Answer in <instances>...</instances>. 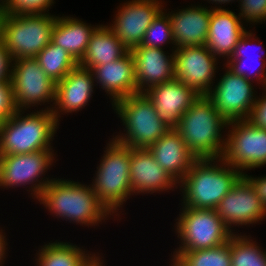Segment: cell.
I'll list each match as a JSON object with an SVG mask.
<instances>
[{
	"instance_id": "52a82bcc",
	"label": "cell",
	"mask_w": 266,
	"mask_h": 266,
	"mask_svg": "<svg viewBox=\"0 0 266 266\" xmlns=\"http://www.w3.org/2000/svg\"><path fill=\"white\" fill-rule=\"evenodd\" d=\"M112 109L123 123L121 125L124 126L125 132L120 131L118 135H113V139L127 147L148 148L170 130L160 120L153 103L145 93L120 99L112 105Z\"/></svg>"
},
{
	"instance_id": "3957f363",
	"label": "cell",
	"mask_w": 266,
	"mask_h": 266,
	"mask_svg": "<svg viewBox=\"0 0 266 266\" xmlns=\"http://www.w3.org/2000/svg\"><path fill=\"white\" fill-rule=\"evenodd\" d=\"M227 125L213 102L201 95L182 115L175 130L197 159H217L223 157L226 148Z\"/></svg>"
},
{
	"instance_id": "cb8c5ba5",
	"label": "cell",
	"mask_w": 266,
	"mask_h": 266,
	"mask_svg": "<svg viewBox=\"0 0 266 266\" xmlns=\"http://www.w3.org/2000/svg\"><path fill=\"white\" fill-rule=\"evenodd\" d=\"M99 25L86 23L77 17L58 15L51 32V42L64 48L79 63L92 34Z\"/></svg>"
},
{
	"instance_id": "5b68a950",
	"label": "cell",
	"mask_w": 266,
	"mask_h": 266,
	"mask_svg": "<svg viewBox=\"0 0 266 266\" xmlns=\"http://www.w3.org/2000/svg\"><path fill=\"white\" fill-rule=\"evenodd\" d=\"M109 140L90 185L99 201L116 220L117 216L121 218V208L133 195L129 178L130 147L113 138Z\"/></svg>"
},
{
	"instance_id": "f546056e",
	"label": "cell",
	"mask_w": 266,
	"mask_h": 266,
	"mask_svg": "<svg viewBox=\"0 0 266 266\" xmlns=\"http://www.w3.org/2000/svg\"><path fill=\"white\" fill-rule=\"evenodd\" d=\"M168 44L172 45L171 49L175 51L171 22L167 14V9L164 8L146 30L141 45L164 49V46H168Z\"/></svg>"
},
{
	"instance_id": "2e32d148",
	"label": "cell",
	"mask_w": 266,
	"mask_h": 266,
	"mask_svg": "<svg viewBox=\"0 0 266 266\" xmlns=\"http://www.w3.org/2000/svg\"><path fill=\"white\" fill-rule=\"evenodd\" d=\"M130 185L133 195L175 191L179 183L161 168L147 148H130Z\"/></svg>"
},
{
	"instance_id": "f1b7e54d",
	"label": "cell",
	"mask_w": 266,
	"mask_h": 266,
	"mask_svg": "<svg viewBox=\"0 0 266 266\" xmlns=\"http://www.w3.org/2000/svg\"><path fill=\"white\" fill-rule=\"evenodd\" d=\"M250 235L234 233L230 238L232 266H266V249Z\"/></svg>"
},
{
	"instance_id": "ffe728a7",
	"label": "cell",
	"mask_w": 266,
	"mask_h": 266,
	"mask_svg": "<svg viewBox=\"0 0 266 266\" xmlns=\"http://www.w3.org/2000/svg\"><path fill=\"white\" fill-rule=\"evenodd\" d=\"M91 70L94 81L97 82L95 87L99 84V88L105 90L112 105L120 99L138 93L135 61L130 51L118 60L95 66Z\"/></svg>"
},
{
	"instance_id": "7a4b0ae2",
	"label": "cell",
	"mask_w": 266,
	"mask_h": 266,
	"mask_svg": "<svg viewBox=\"0 0 266 266\" xmlns=\"http://www.w3.org/2000/svg\"><path fill=\"white\" fill-rule=\"evenodd\" d=\"M242 176L222 158L198 159L179 182L182 208L216 209Z\"/></svg>"
},
{
	"instance_id": "1f68e13d",
	"label": "cell",
	"mask_w": 266,
	"mask_h": 266,
	"mask_svg": "<svg viewBox=\"0 0 266 266\" xmlns=\"http://www.w3.org/2000/svg\"><path fill=\"white\" fill-rule=\"evenodd\" d=\"M54 0H8L3 12L9 14L50 13Z\"/></svg>"
},
{
	"instance_id": "4dcf8cb0",
	"label": "cell",
	"mask_w": 266,
	"mask_h": 266,
	"mask_svg": "<svg viewBox=\"0 0 266 266\" xmlns=\"http://www.w3.org/2000/svg\"><path fill=\"white\" fill-rule=\"evenodd\" d=\"M251 63H256L255 67ZM223 64L224 67H227L234 74L243 76L253 83L257 81L258 85L261 83L262 90L264 89L266 84V59H228Z\"/></svg>"
},
{
	"instance_id": "30bf717a",
	"label": "cell",
	"mask_w": 266,
	"mask_h": 266,
	"mask_svg": "<svg viewBox=\"0 0 266 266\" xmlns=\"http://www.w3.org/2000/svg\"><path fill=\"white\" fill-rule=\"evenodd\" d=\"M10 83L16 110L28 111L31 106L39 105L47 107L41 110L52 109L56 83L47 76L35 58L13 60Z\"/></svg>"
},
{
	"instance_id": "7c38bea8",
	"label": "cell",
	"mask_w": 266,
	"mask_h": 266,
	"mask_svg": "<svg viewBox=\"0 0 266 266\" xmlns=\"http://www.w3.org/2000/svg\"><path fill=\"white\" fill-rule=\"evenodd\" d=\"M222 69L225 72L206 96L227 122L248 119L258 97L255 85L227 67Z\"/></svg>"
},
{
	"instance_id": "ab89813d",
	"label": "cell",
	"mask_w": 266,
	"mask_h": 266,
	"mask_svg": "<svg viewBox=\"0 0 266 266\" xmlns=\"http://www.w3.org/2000/svg\"><path fill=\"white\" fill-rule=\"evenodd\" d=\"M205 1V0H204ZM235 0H207V2L210 4H214L215 5V7L214 6H212L211 5V8L212 9H223V7H222V4H224V5H226L227 3L228 4H230V2H231V4H232V2H234ZM238 1V0H237ZM221 5V6H220Z\"/></svg>"
},
{
	"instance_id": "9a60e30c",
	"label": "cell",
	"mask_w": 266,
	"mask_h": 266,
	"mask_svg": "<svg viewBox=\"0 0 266 266\" xmlns=\"http://www.w3.org/2000/svg\"><path fill=\"white\" fill-rule=\"evenodd\" d=\"M216 211L232 233H236L234 226L242 227L244 225L247 227L250 224L253 226V224L265 221L266 218L264 205L251 184L243 176L220 201Z\"/></svg>"
},
{
	"instance_id": "4fadbf2b",
	"label": "cell",
	"mask_w": 266,
	"mask_h": 266,
	"mask_svg": "<svg viewBox=\"0 0 266 266\" xmlns=\"http://www.w3.org/2000/svg\"><path fill=\"white\" fill-rule=\"evenodd\" d=\"M118 6L107 26L130 51L143 42L145 32L164 9L162 0H129Z\"/></svg>"
},
{
	"instance_id": "9c48e42d",
	"label": "cell",
	"mask_w": 266,
	"mask_h": 266,
	"mask_svg": "<svg viewBox=\"0 0 266 266\" xmlns=\"http://www.w3.org/2000/svg\"><path fill=\"white\" fill-rule=\"evenodd\" d=\"M55 155L57 154L54 150L0 155V188L15 189L31 185L27 191L37 200L45 187L54 179L47 177L46 173L52 167Z\"/></svg>"
},
{
	"instance_id": "4316f807",
	"label": "cell",
	"mask_w": 266,
	"mask_h": 266,
	"mask_svg": "<svg viewBox=\"0 0 266 266\" xmlns=\"http://www.w3.org/2000/svg\"><path fill=\"white\" fill-rule=\"evenodd\" d=\"M230 240L223 245L196 251H173L172 266H232Z\"/></svg>"
},
{
	"instance_id": "5bb4252c",
	"label": "cell",
	"mask_w": 266,
	"mask_h": 266,
	"mask_svg": "<svg viewBox=\"0 0 266 266\" xmlns=\"http://www.w3.org/2000/svg\"><path fill=\"white\" fill-rule=\"evenodd\" d=\"M219 59L205 46H186L174 51L175 79L207 95L214 85Z\"/></svg>"
},
{
	"instance_id": "603a6c76",
	"label": "cell",
	"mask_w": 266,
	"mask_h": 266,
	"mask_svg": "<svg viewBox=\"0 0 266 266\" xmlns=\"http://www.w3.org/2000/svg\"><path fill=\"white\" fill-rule=\"evenodd\" d=\"M147 149L161 168L173 176L178 183L198 160L175 129H170Z\"/></svg>"
},
{
	"instance_id": "ba28073f",
	"label": "cell",
	"mask_w": 266,
	"mask_h": 266,
	"mask_svg": "<svg viewBox=\"0 0 266 266\" xmlns=\"http://www.w3.org/2000/svg\"><path fill=\"white\" fill-rule=\"evenodd\" d=\"M180 211L174 230L181 244L174 251L217 247L228 242L234 234L218 216L216 209L180 208Z\"/></svg>"
},
{
	"instance_id": "74e56055",
	"label": "cell",
	"mask_w": 266,
	"mask_h": 266,
	"mask_svg": "<svg viewBox=\"0 0 266 266\" xmlns=\"http://www.w3.org/2000/svg\"><path fill=\"white\" fill-rule=\"evenodd\" d=\"M243 177L251 184L266 209V175L254 177L245 172Z\"/></svg>"
},
{
	"instance_id": "8992f818",
	"label": "cell",
	"mask_w": 266,
	"mask_h": 266,
	"mask_svg": "<svg viewBox=\"0 0 266 266\" xmlns=\"http://www.w3.org/2000/svg\"><path fill=\"white\" fill-rule=\"evenodd\" d=\"M56 17L51 13L1 12L0 39L12 59L35 58L51 42Z\"/></svg>"
},
{
	"instance_id": "8d00e7d4",
	"label": "cell",
	"mask_w": 266,
	"mask_h": 266,
	"mask_svg": "<svg viewBox=\"0 0 266 266\" xmlns=\"http://www.w3.org/2000/svg\"><path fill=\"white\" fill-rule=\"evenodd\" d=\"M13 59L0 39V82H10Z\"/></svg>"
},
{
	"instance_id": "e575fe53",
	"label": "cell",
	"mask_w": 266,
	"mask_h": 266,
	"mask_svg": "<svg viewBox=\"0 0 266 266\" xmlns=\"http://www.w3.org/2000/svg\"><path fill=\"white\" fill-rule=\"evenodd\" d=\"M16 111L11 83L0 82V118L5 121Z\"/></svg>"
},
{
	"instance_id": "8fae6325",
	"label": "cell",
	"mask_w": 266,
	"mask_h": 266,
	"mask_svg": "<svg viewBox=\"0 0 266 266\" xmlns=\"http://www.w3.org/2000/svg\"><path fill=\"white\" fill-rule=\"evenodd\" d=\"M226 129L229 130L222 159L228 165L242 174L266 165V129L254 126L247 119L228 122Z\"/></svg>"
},
{
	"instance_id": "e0dca14e",
	"label": "cell",
	"mask_w": 266,
	"mask_h": 266,
	"mask_svg": "<svg viewBox=\"0 0 266 266\" xmlns=\"http://www.w3.org/2000/svg\"><path fill=\"white\" fill-rule=\"evenodd\" d=\"M144 93L153 103L160 120L170 129L179 125L182 115L200 97L194 89L175 78L157 84Z\"/></svg>"
},
{
	"instance_id": "f35d334b",
	"label": "cell",
	"mask_w": 266,
	"mask_h": 266,
	"mask_svg": "<svg viewBox=\"0 0 266 266\" xmlns=\"http://www.w3.org/2000/svg\"><path fill=\"white\" fill-rule=\"evenodd\" d=\"M6 233L4 230L0 229V266L5 264V259L8 252V243H7ZM7 251V252H6Z\"/></svg>"
},
{
	"instance_id": "836d02e7",
	"label": "cell",
	"mask_w": 266,
	"mask_h": 266,
	"mask_svg": "<svg viewBox=\"0 0 266 266\" xmlns=\"http://www.w3.org/2000/svg\"><path fill=\"white\" fill-rule=\"evenodd\" d=\"M258 40V38H257V36H255V33H253L252 32V30L250 31H246L241 37H240V39L238 40V42H237V44H236V46H235V48H234V51H233V54L231 55V57L229 58V59H265L264 58V53H263V47H262V45H261V43H260V40ZM255 41H257L258 43V45H256V47L259 49L260 48V46H261V48H260V52L259 53H261L262 54V57H261V55H250V53L248 54V52L250 51V48L249 47H252L253 45L252 44H254L255 43ZM252 42H254V43H252ZM259 44H260V46H259ZM247 49H249L248 51H247ZM253 50V49H252ZM254 51V50H253ZM254 53V52H253ZM255 54V53H254ZM258 54V53H257Z\"/></svg>"
},
{
	"instance_id": "83f0119b",
	"label": "cell",
	"mask_w": 266,
	"mask_h": 266,
	"mask_svg": "<svg viewBox=\"0 0 266 266\" xmlns=\"http://www.w3.org/2000/svg\"><path fill=\"white\" fill-rule=\"evenodd\" d=\"M43 71L55 83L60 82L78 63L61 46L50 42L35 57Z\"/></svg>"
},
{
	"instance_id": "d4e9b609",
	"label": "cell",
	"mask_w": 266,
	"mask_h": 266,
	"mask_svg": "<svg viewBox=\"0 0 266 266\" xmlns=\"http://www.w3.org/2000/svg\"><path fill=\"white\" fill-rule=\"evenodd\" d=\"M129 50L107 25H99L92 34L86 52L78 63L86 69L108 64L123 57Z\"/></svg>"
},
{
	"instance_id": "60d3db41",
	"label": "cell",
	"mask_w": 266,
	"mask_h": 266,
	"mask_svg": "<svg viewBox=\"0 0 266 266\" xmlns=\"http://www.w3.org/2000/svg\"><path fill=\"white\" fill-rule=\"evenodd\" d=\"M102 258L104 257H98L90 266H105L103 262H105Z\"/></svg>"
},
{
	"instance_id": "d590c367",
	"label": "cell",
	"mask_w": 266,
	"mask_h": 266,
	"mask_svg": "<svg viewBox=\"0 0 266 266\" xmlns=\"http://www.w3.org/2000/svg\"><path fill=\"white\" fill-rule=\"evenodd\" d=\"M254 126L266 129V92L263 91L262 96L257 97L252 106L251 113L247 119Z\"/></svg>"
},
{
	"instance_id": "6da1fadb",
	"label": "cell",
	"mask_w": 266,
	"mask_h": 266,
	"mask_svg": "<svg viewBox=\"0 0 266 266\" xmlns=\"http://www.w3.org/2000/svg\"><path fill=\"white\" fill-rule=\"evenodd\" d=\"M37 201L55 218L80 226H99L113 215L99 201L92 186L70 179L54 178Z\"/></svg>"
},
{
	"instance_id": "d6a6232c",
	"label": "cell",
	"mask_w": 266,
	"mask_h": 266,
	"mask_svg": "<svg viewBox=\"0 0 266 266\" xmlns=\"http://www.w3.org/2000/svg\"><path fill=\"white\" fill-rule=\"evenodd\" d=\"M238 3V16L243 23H253L254 26L266 22V0H239Z\"/></svg>"
},
{
	"instance_id": "7402d4cb",
	"label": "cell",
	"mask_w": 266,
	"mask_h": 266,
	"mask_svg": "<svg viewBox=\"0 0 266 266\" xmlns=\"http://www.w3.org/2000/svg\"><path fill=\"white\" fill-rule=\"evenodd\" d=\"M227 8L212 9L205 46L217 57L227 61L240 37L247 31L240 17Z\"/></svg>"
},
{
	"instance_id": "277c9868",
	"label": "cell",
	"mask_w": 266,
	"mask_h": 266,
	"mask_svg": "<svg viewBox=\"0 0 266 266\" xmlns=\"http://www.w3.org/2000/svg\"><path fill=\"white\" fill-rule=\"evenodd\" d=\"M17 110L3 121L0 130V155L53 150L51 146L59 124L47 110ZM31 112V113H30Z\"/></svg>"
},
{
	"instance_id": "484cf974",
	"label": "cell",
	"mask_w": 266,
	"mask_h": 266,
	"mask_svg": "<svg viewBox=\"0 0 266 266\" xmlns=\"http://www.w3.org/2000/svg\"><path fill=\"white\" fill-rule=\"evenodd\" d=\"M71 242L54 241L40 246L35 255L37 266H90L100 253H92Z\"/></svg>"
},
{
	"instance_id": "d6986e66",
	"label": "cell",
	"mask_w": 266,
	"mask_h": 266,
	"mask_svg": "<svg viewBox=\"0 0 266 266\" xmlns=\"http://www.w3.org/2000/svg\"><path fill=\"white\" fill-rule=\"evenodd\" d=\"M130 52L135 61L138 93L175 78L174 51L170 54L161 48L139 45Z\"/></svg>"
},
{
	"instance_id": "44dd1931",
	"label": "cell",
	"mask_w": 266,
	"mask_h": 266,
	"mask_svg": "<svg viewBox=\"0 0 266 266\" xmlns=\"http://www.w3.org/2000/svg\"><path fill=\"white\" fill-rule=\"evenodd\" d=\"M188 6L167 12L171 22L175 49L186 46H201L207 42L211 7L200 4Z\"/></svg>"
},
{
	"instance_id": "7bdbcfd3",
	"label": "cell",
	"mask_w": 266,
	"mask_h": 266,
	"mask_svg": "<svg viewBox=\"0 0 266 266\" xmlns=\"http://www.w3.org/2000/svg\"><path fill=\"white\" fill-rule=\"evenodd\" d=\"M2 123H3V120L0 118V130H1V127H2Z\"/></svg>"
},
{
	"instance_id": "ac0fdd59",
	"label": "cell",
	"mask_w": 266,
	"mask_h": 266,
	"mask_svg": "<svg viewBox=\"0 0 266 266\" xmlns=\"http://www.w3.org/2000/svg\"><path fill=\"white\" fill-rule=\"evenodd\" d=\"M92 70L77 65L68 75L55 85V101L51 111L57 122L61 114L76 113L83 109L94 93ZM64 113V114H63Z\"/></svg>"
},
{
	"instance_id": "b9f144b4",
	"label": "cell",
	"mask_w": 266,
	"mask_h": 266,
	"mask_svg": "<svg viewBox=\"0 0 266 266\" xmlns=\"http://www.w3.org/2000/svg\"><path fill=\"white\" fill-rule=\"evenodd\" d=\"M8 3V0H0V11L3 12L6 5Z\"/></svg>"
}]
</instances>
